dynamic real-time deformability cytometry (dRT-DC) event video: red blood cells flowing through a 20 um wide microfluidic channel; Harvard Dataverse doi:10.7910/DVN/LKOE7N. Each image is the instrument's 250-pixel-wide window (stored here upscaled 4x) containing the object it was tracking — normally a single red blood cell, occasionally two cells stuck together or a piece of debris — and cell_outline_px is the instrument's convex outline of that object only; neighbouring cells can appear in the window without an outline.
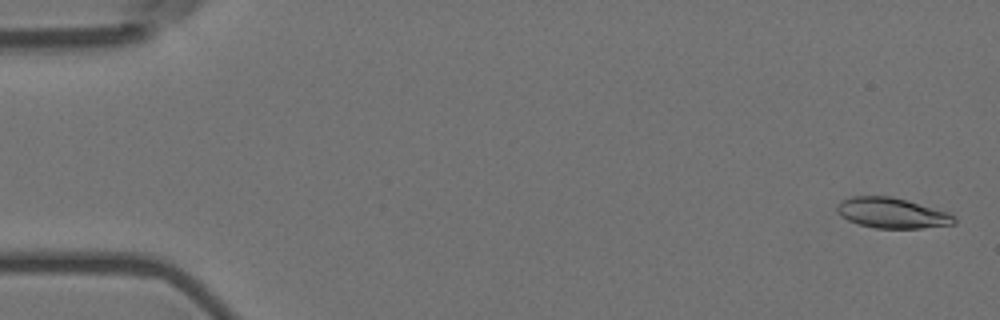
{"species": "Egyptian fruit bat (a non-hibernating species)", "species_latin": "Rousettus aegyptiacus", "temperature_condition": "room temperature", "stored_images_in_passage": 56, "camera_frame_rate_fps": 3000, "um_per_image_px": 0.085, "animal": {"sex": "female"}, "frame": {"image": 1, "passage_image": 1, "time_ms": 0.0, "image_size_px": [1000, 320], "cell_outline_px": [[956, 224], [920, 228], [876, 228], [860, 224], [848, 220], [840, 216], [836, 212], [836, 208], [840, 200], [852, 196], [892, 196], [908, 200], [952, 212], [956, 216]], "centroid_in_image_um": [75.87, 18.09], "position_along_channel_um": 9.1, "area_um2": 21.15}}
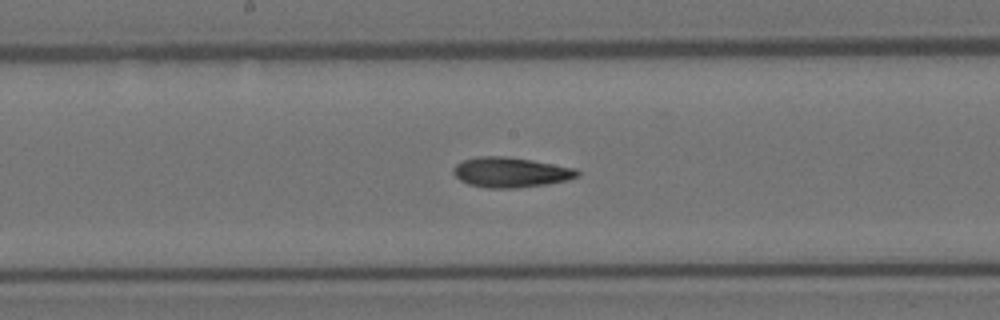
{"frame": {"image": 2, "passage_image": 29, "time_ms": 9.333, "image_size_px": [1000, 320], "cell_outline_px": [[580, 176], [568, 180], [548, 184], [516, 188], [488, 188], [468, 184], [460, 180], [452, 172], [452, 168], [456, 164], [464, 160], [476, 156], [504, 156], [532, 160], [576, 168], [580, 172]], "centroid_in_image_um": [43.42, 14.65], "position_along_channel_um": 204.8, "area_um2": 21.91}}
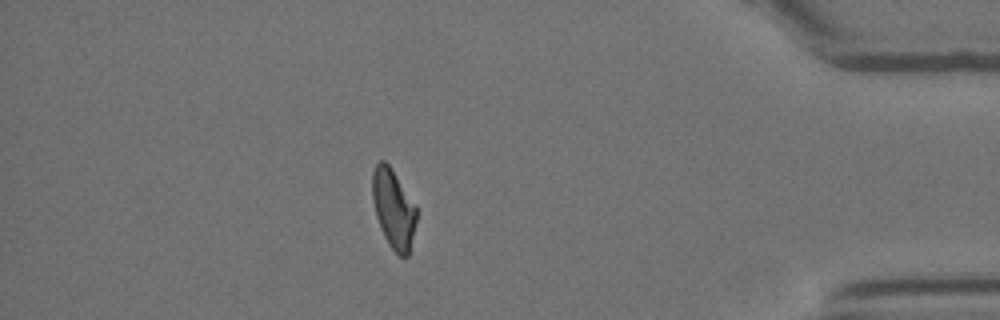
{"frame": {"image": 3, "passage_image": 49, "time_ms": 16.0, "image_size_px": [1000, 320], "cell_outline_px": [[416, 220], [408, 256], [400, 256], [388, 244], [384, 236], [376, 216], [372, 200], [372, 172], [376, 164], [380, 160], [384, 160], [388, 164], [416, 204]], "centroid_in_image_um": [33.43, 17.72], "position_along_channel_um": 401.8, "area_um2": 20.17}, "authors_computed_cell_mechanics": {"area_um2": 20.8658, "velocity_mm_per_s": 3.5687, "shape_relaxation_time_tau1_ms": null, "shape_relaxation_time_tau2_ms": 3.8175, "deformation_change_tau1": null, "deformation_change_tau2": 0.118}}